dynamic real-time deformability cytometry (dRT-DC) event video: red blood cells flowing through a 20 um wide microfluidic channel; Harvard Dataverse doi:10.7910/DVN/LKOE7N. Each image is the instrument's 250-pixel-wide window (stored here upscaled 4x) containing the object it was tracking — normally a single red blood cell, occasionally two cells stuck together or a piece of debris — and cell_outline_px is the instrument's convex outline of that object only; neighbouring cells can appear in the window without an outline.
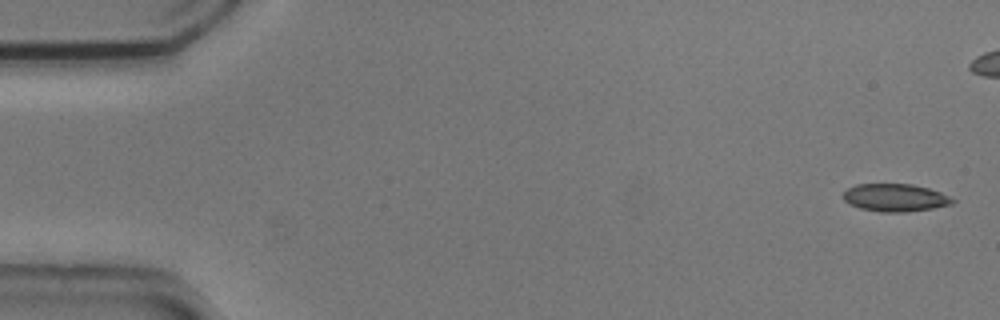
{"species": "common noctule bat (a hibernating species)", "species_latin": "Nyctalus noctula", "temperature_condition": "cold", "stored_images_in_passage": 4, "camera_frame_rate_fps": 3000, "um_per_image_px": 0.085, "animal": {"sex": "male", "body_mass_g": 20.5, "forearm_length_mm": 52.5}, "frame": {"image": 1, "passage_image": 1, "time_ms": 0.0, "image_size_px": [1000, 320], "cell_outline_px": [[956, 200], [952, 204], [932, 208], [904, 212], [880, 212], [860, 208], [848, 204], [844, 200], [844, 192], [848, 188], [856, 184], [912, 184], [928, 188], [940, 192]], "centroid_in_image_um": [76.07, 16.8], "position_along_channel_um": 8.9, "area_um2": 17.57}}